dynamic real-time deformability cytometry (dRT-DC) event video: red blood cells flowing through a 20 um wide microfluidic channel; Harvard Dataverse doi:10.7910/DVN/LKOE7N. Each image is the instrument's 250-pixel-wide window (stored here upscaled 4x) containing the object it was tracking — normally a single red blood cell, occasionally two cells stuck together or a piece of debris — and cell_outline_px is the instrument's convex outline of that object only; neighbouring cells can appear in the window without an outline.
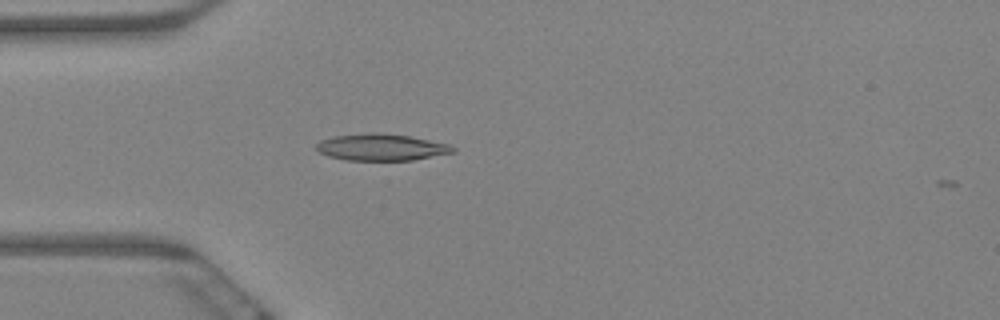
{"species": "Egyptian fruit bat (a non-hibernating species)", "species_latin": "Rousettus aegyptiacus", "temperature_condition": "warm", "stored_images_in_passage": 3, "camera_frame_rate_fps": 3000, "um_per_image_px": 0.085, "animal": {"sex": "female"}, "frame": {"image": 1, "passage_image": 1, "time_ms": 0.0, "image_size_px": [1000, 320], "cell_outline_px": [[456, 152], [412, 160], [348, 160], [328, 156], [320, 152], [316, 148], [316, 144], [320, 140], [332, 136], [368, 132], [380, 132], [408, 136], [448, 144], [456, 148]], "centroid_in_image_um": [32.39, 12.5], "position_along_channel_um": 52.6, "area_um2": 21.27}}